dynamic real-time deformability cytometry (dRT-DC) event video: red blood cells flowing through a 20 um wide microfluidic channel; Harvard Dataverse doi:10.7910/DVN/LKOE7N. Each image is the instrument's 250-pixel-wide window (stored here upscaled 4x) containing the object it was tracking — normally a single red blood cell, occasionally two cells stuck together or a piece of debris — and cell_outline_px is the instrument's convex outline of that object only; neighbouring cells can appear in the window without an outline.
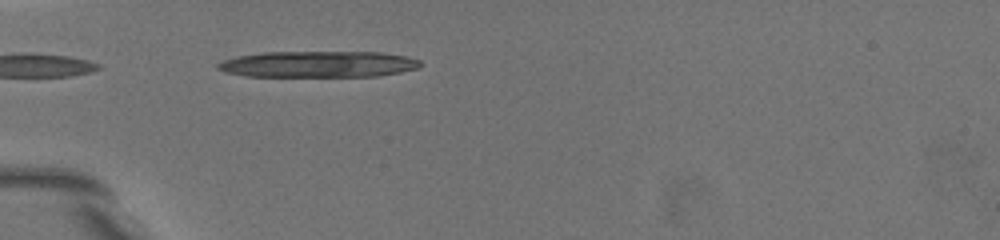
{"species": "common noctule bat (a hibernating species)", "species_latin": "Nyctalus noctula", "temperature_condition": "warm", "stored_images_in_passage": 32, "camera_frame_rate_fps": 3000, "um_per_image_px": 0.085, "animal": {"sex": "female", "body_mass_g": 19.5, "forearm_length_mm": 54.1}, "frame": {"image": 1, "passage_image": 1, "time_ms": 0.0, "image_size_px": [1000, 240], "cell_outline_px": [[424, 64], [420, 68], [380, 76], [244, 76], [224, 72], [216, 68], [216, 64], [224, 60], [236, 56], [264, 52], [380, 52], [408, 56], [420, 60]], "centroid_in_image_um": [27.08, 5.45], "position_along_channel_um": 57.9, "area_um2": 31.27}, "authors_computed_cell_mechanics": {"area_um2": 16.762, "velocity_mm_per_s": 3.5948, "shape_relaxation_time_tau1_ms": 5.3996, "shape_relaxation_time_tau2_ms": 3.1984, "deformation_change_tau1": 0.184, "deformation_change_tau2": 0.0974}}